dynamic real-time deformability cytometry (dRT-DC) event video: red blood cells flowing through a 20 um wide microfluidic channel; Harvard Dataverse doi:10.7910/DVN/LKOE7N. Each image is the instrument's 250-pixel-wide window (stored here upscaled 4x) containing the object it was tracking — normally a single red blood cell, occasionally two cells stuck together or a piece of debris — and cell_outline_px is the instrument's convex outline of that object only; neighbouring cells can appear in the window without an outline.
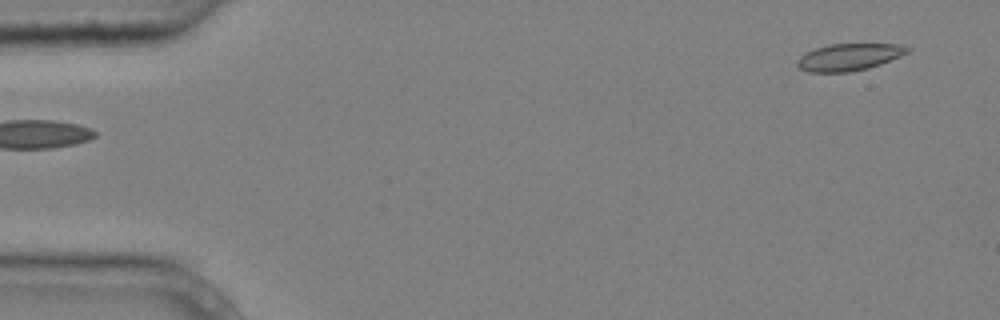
{"species": "common noctule bat (a hibernating species)", "species_latin": "Nyctalus noctula", "temperature_condition": "cold", "stored_images_in_passage": 5, "segment_of_instrument_passage": [2, 2], "camera_frame_rate_fps": 3000, "um_per_image_px": 0.085, "animal": {"sex": "male", "body_mass_g": 20.4}, "frame": {"image": 1, "passage_image": 5, "time_ms": 1.333, "image_size_px": [1000, 320], "cell_outline_px": [[912, 48], [908, 52], [880, 64], [868, 68], [848, 72], [808, 72], [800, 68], [796, 64], [796, 60], [800, 56], [816, 48], [828, 44], [900, 44]], "centroid_in_image_um": [72.15, 4.85], "position_along_channel_um": 12.8, "area_um2": 17.22}}